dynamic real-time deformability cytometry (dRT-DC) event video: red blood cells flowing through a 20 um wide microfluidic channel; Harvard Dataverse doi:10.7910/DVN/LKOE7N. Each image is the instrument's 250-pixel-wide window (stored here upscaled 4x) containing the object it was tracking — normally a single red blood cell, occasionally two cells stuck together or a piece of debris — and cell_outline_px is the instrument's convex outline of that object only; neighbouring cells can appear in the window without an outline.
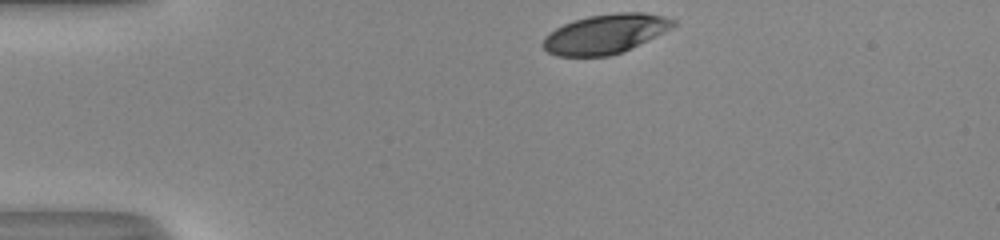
{"species": "human", "species_latin": "Homo sapiens", "temperature_condition": "room temperature", "stored_images_in_passage": 32, "camera_frame_rate_fps": 3000, "um_per_image_px": 0.085, "donor": {"sex": "male"}, "frame": {"image": 1, "passage_image": 1, "time_ms": 0.0, "image_size_px": [1000, 240], "cell_outline_px": [[676, 24], [672, 28], [624, 52], [608, 56], [556, 56], [548, 52], [540, 44], [544, 36], [556, 28], [564, 24], [588, 16], [620, 12], [644, 12], [664, 16], [676, 20]], "centroid_in_image_um": [51.45, 2.88], "position_along_channel_um": 33.5, "area_um2": 30.0}}
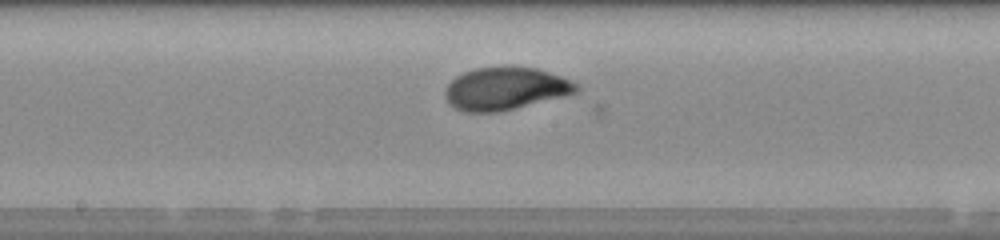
{"frame": {"image": 2, "passage_image": 18, "time_ms": 5.667, "image_size_px": [1000, 240], "cell_outline_px": [[580, 92], [500, 112], [464, 112], [448, 104], [444, 96], [444, 92], [448, 84], [456, 76], [464, 72], [476, 68], [508, 64], [512, 64], [536, 68], [572, 80], [580, 84]], "centroid_in_image_um": [42.98, 7.51], "position_along_channel_um": 205.2, "area_um2": 33.41}}
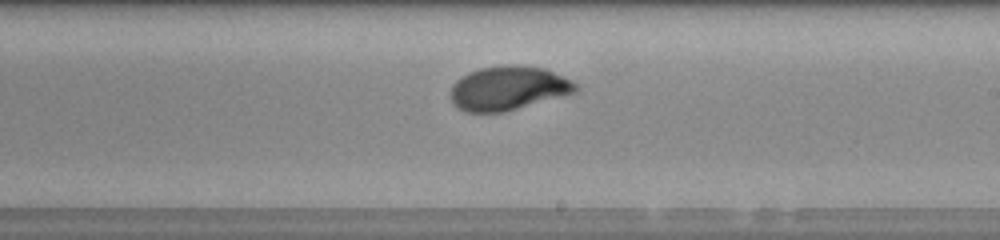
{"frame": {"image": 3, "passage_image": 21, "time_ms": 6.667, "image_size_px": [1000, 240], "cell_outline_px": [[580, 92], [504, 112], [468, 112], [456, 108], [452, 104], [452, 84], [460, 76], [468, 72], [480, 68], [508, 64], [520, 64], [548, 68], [572, 80], [580, 88]], "centroid_in_image_um": [43.26, 7.48], "position_along_channel_um": 245.7, "area_um2": 32.83}, "authors_computed_cell_mechanics": {"area_um2": 32.2813, "velocity_mm_per_s": 4.0694, "shape_relaxation_time_tau1_ms": 3.3314, "shape_relaxation_time_tau2_ms": null, "deformation_change_tau1": 0.1577, "deformation_change_tau2": null}}